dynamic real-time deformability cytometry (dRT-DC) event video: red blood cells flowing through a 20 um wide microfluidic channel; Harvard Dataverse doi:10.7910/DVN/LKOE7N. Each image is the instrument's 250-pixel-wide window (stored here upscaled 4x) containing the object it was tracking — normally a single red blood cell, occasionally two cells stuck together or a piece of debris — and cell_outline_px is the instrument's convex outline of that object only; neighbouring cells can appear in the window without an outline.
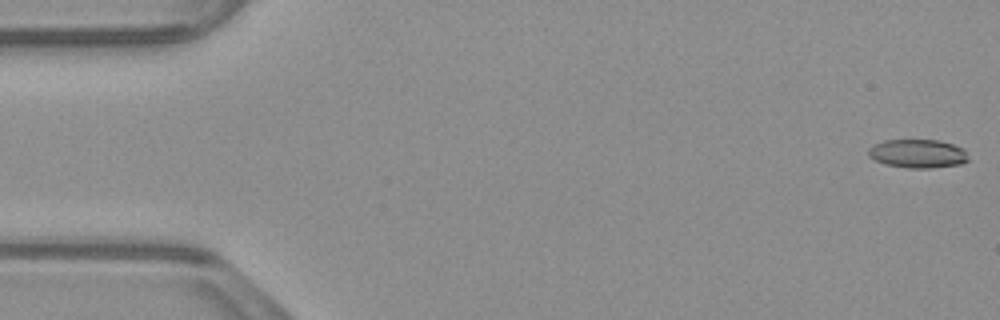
{"species": "common noctule bat (a hibernating species)", "species_latin": "Nyctalus noctula", "temperature_condition": "warm", "stored_images_in_passage": 53, "camera_frame_rate_fps": 3000, "um_per_image_px": 0.085, "animal": {"sex": "male", "body_mass_g": 23.1, "forearm_length_mm": 52.7}, "frame": {"image": 1, "passage_image": 1, "time_ms": 0.0, "image_size_px": [1000, 320], "cell_outline_px": [[968, 160], [960, 164], [932, 168], [908, 168], [884, 164], [868, 156], [868, 148], [872, 144], [884, 140], [936, 140], [952, 144], [964, 148]], "centroid_in_image_um": [77.97, 13.05], "position_along_channel_um": 7.0, "area_um2": 16.7}}
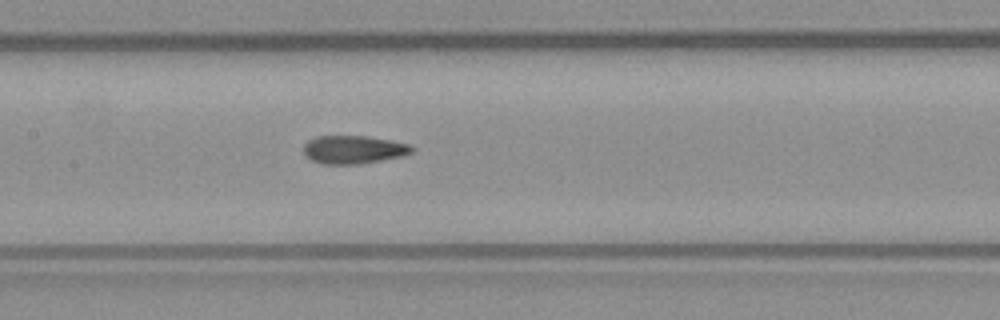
{"frame": {"image": 2, "passage_image": 25, "time_ms": 8.0, "image_size_px": [1000, 320], "cell_outline_px": [[416, 148], [412, 152], [404, 156], [360, 164], [324, 164], [312, 160], [304, 152], [304, 144], [308, 140], [316, 136], [368, 136], [392, 140], [412, 144]], "centroid_in_image_um": [30.12, 12.71], "position_along_channel_um": 177.3, "area_um2": 17.98}}
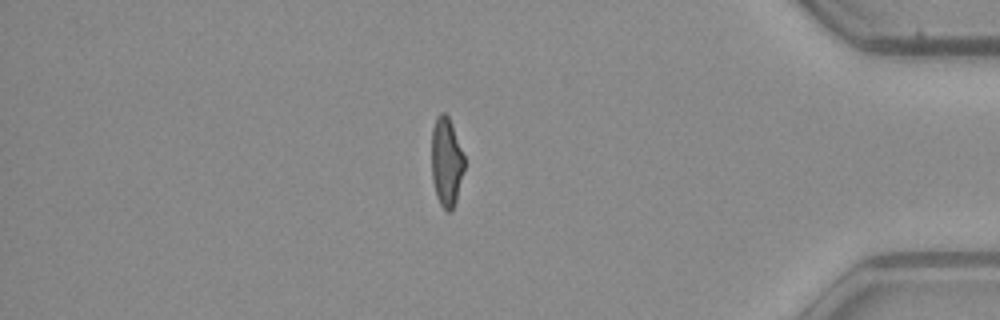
{"frame": {"image": 3, "passage_image": 45, "time_ms": 14.667, "image_size_px": [1000, 320], "cell_outline_px": [[464, 168], [456, 200], [452, 212], [448, 212], [440, 204], [436, 196], [432, 180], [432, 128], [436, 116], [440, 112], [444, 112], [448, 116], [452, 124], [464, 156]], "centroid_in_image_um": [37.93, 13.75], "position_along_channel_um": 397.3, "area_um2": 16.99}}